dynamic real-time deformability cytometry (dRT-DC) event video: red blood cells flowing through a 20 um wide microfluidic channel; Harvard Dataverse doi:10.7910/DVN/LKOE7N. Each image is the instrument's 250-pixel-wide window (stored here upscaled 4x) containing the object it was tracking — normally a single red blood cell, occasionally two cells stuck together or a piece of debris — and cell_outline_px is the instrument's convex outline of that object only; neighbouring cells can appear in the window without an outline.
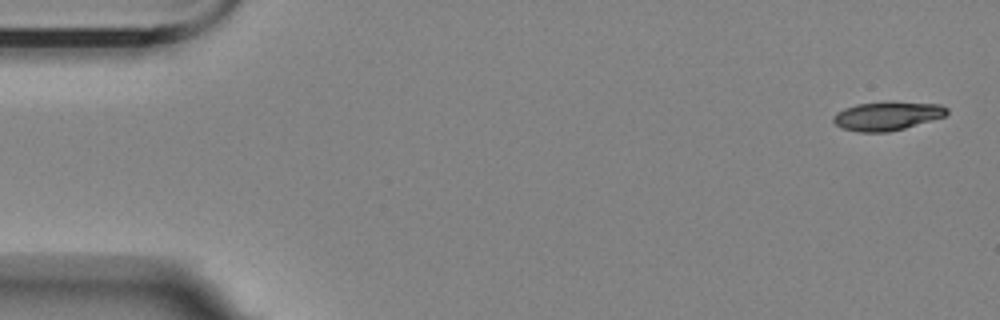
{"species": "Egyptian fruit bat (a non-hibernating species)", "species_latin": "Rousettus aegyptiacus", "temperature_condition": "room temperature", "stored_images_in_passage": 6, "segment_of_instrument_passage": [1, 2], "camera_frame_rate_fps": 3000, "um_per_image_px": 0.085, "animal": {"sex": "female"}, "frame": {"image": 1, "passage_image": 1, "time_ms": 0.0, "image_size_px": [1000, 320], "cell_outline_px": [[948, 112], [944, 116], [904, 128], [888, 132], [860, 132], [844, 128], [836, 124], [832, 120], [832, 116], [836, 112], [844, 108], [856, 104], [884, 100], [892, 100], [940, 104], [948, 108]], "centroid_in_image_um": [75.4, 9.81], "position_along_channel_um": 9.6, "area_um2": 19.36}}